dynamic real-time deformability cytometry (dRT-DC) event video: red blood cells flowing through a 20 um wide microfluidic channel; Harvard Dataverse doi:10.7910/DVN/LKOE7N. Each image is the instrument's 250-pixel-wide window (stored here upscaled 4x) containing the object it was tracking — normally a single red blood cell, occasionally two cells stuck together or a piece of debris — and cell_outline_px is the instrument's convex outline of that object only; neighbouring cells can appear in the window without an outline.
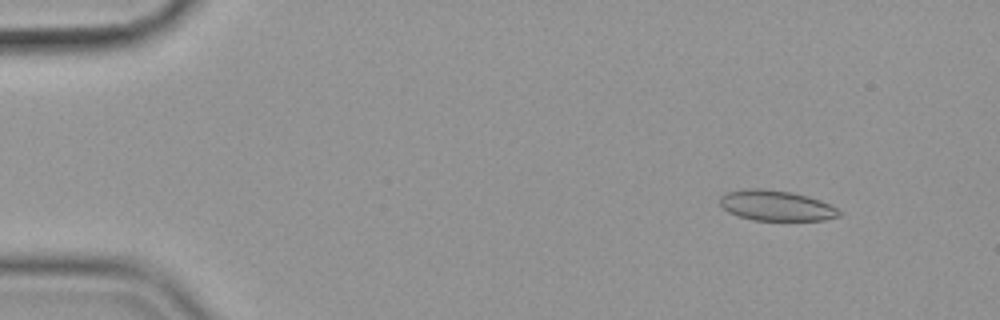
{"species": "common noctule bat (a hibernating species)", "species_latin": "Nyctalus noctula", "temperature_condition": "cold", "stored_images_in_passage": 56, "camera_frame_rate_fps": 3000, "um_per_image_px": 0.085, "animal": {"sex": "female", "body_mass_g": 19.9}, "frame": {"image": 1, "passage_image": 6, "time_ms": 1.667, "image_size_px": [1000, 320], "cell_outline_px": [[840, 216], [824, 220], [752, 220], [728, 212], [720, 204], [720, 196], [728, 192], [744, 188], [764, 188], [792, 192], [808, 196], [820, 200], [836, 208], [840, 212]], "centroid_in_image_um": [65.96, 17.46], "position_along_channel_um": 19.0, "area_um2": 21.1}}
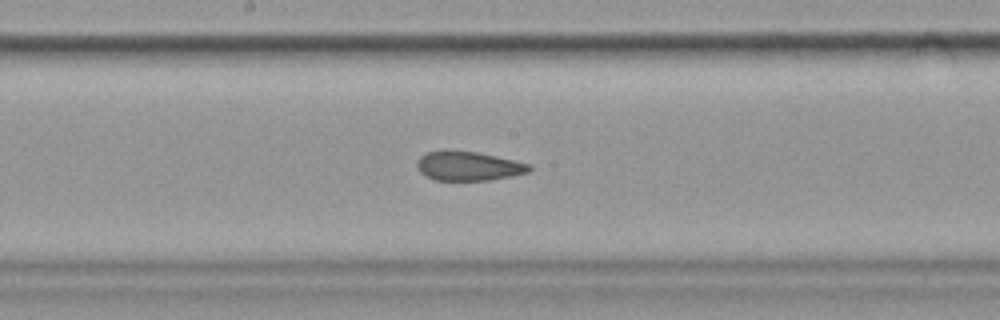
{"frame": {"image": 2, "passage_image": 30, "time_ms": 9.667, "image_size_px": [1000, 320], "cell_outline_px": [[532, 168], [528, 172], [512, 176], [488, 180], [436, 180], [420, 172], [416, 164], [416, 160], [420, 156], [428, 152], [444, 148], [476, 152], [496, 156], [532, 164]], "centroid_in_image_um": [39.8, 14.08], "position_along_channel_um": 208.4, "area_um2": 19.36}}
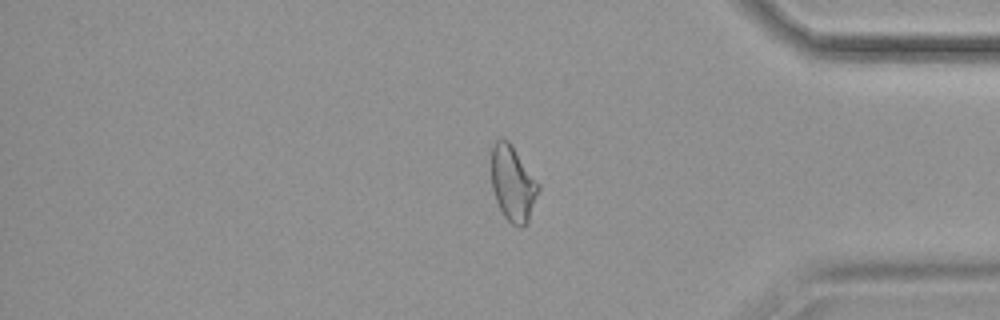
{"frame": {"image": 3, "passage_image": 47, "time_ms": 15.333, "image_size_px": [1000, 320], "cell_outline_px": [[540, 188], [528, 224], [520, 228], [512, 224], [504, 216], [496, 200], [492, 188], [492, 148], [496, 140], [508, 140], [540, 184]], "centroid_in_image_um": [43.62, 15.65], "position_along_channel_um": 391.6, "area_um2": 20.58}, "authors_computed_cell_mechanics": {"area_um2": 21.2126, "velocity_mm_per_s": 3.588, "shape_relaxation_time_tau1_ms": null, "shape_relaxation_time_tau2_ms": 2.0217, "deformation_change_tau1": null, "deformation_change_tau2": 0.0883}}